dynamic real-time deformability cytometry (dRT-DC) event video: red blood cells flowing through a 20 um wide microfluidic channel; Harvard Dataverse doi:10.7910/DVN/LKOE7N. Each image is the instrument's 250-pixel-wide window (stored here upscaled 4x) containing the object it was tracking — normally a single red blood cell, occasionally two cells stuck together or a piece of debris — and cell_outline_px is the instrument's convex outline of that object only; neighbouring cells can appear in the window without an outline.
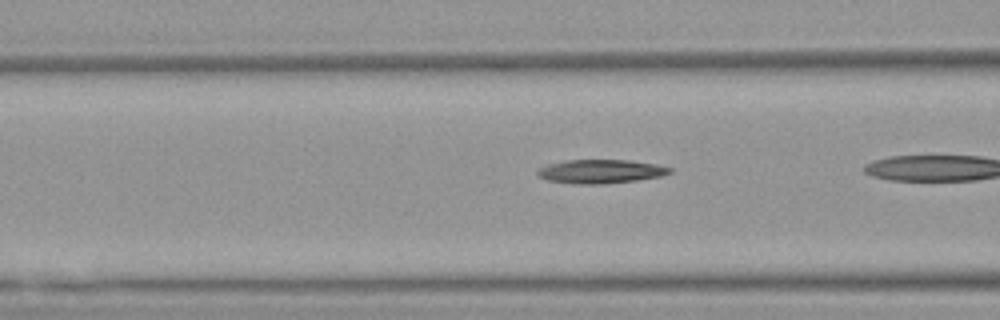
{"species": "Egyptian fruit bat (a non-hibernating species)", "species_latin": "Rousettus aegyptiacus", "temperature_condition": "warm", "stored_images_in_passage": 32, "camera_frame_rate_fps": 3000, "um_per_image_px": 0.085, "animal": {"sex": "female"}, "frame": {"image": 1, "passage_image": 9, "time_ms": 2.667, "image_size_px": [1000, 320], "cell_outline_px": [[672, 172], [660, 176], [636, 180], [604, 184], [572, 184], [548, 180], [536, 176], [536, 172], [544, 164], [564, 160], [628, 160], [656, 164], [672, 168]], "centroid_in_image_um": [50.99, 14.57], "position_along_channel_um": 115.6, "area_um2": 18.5}}